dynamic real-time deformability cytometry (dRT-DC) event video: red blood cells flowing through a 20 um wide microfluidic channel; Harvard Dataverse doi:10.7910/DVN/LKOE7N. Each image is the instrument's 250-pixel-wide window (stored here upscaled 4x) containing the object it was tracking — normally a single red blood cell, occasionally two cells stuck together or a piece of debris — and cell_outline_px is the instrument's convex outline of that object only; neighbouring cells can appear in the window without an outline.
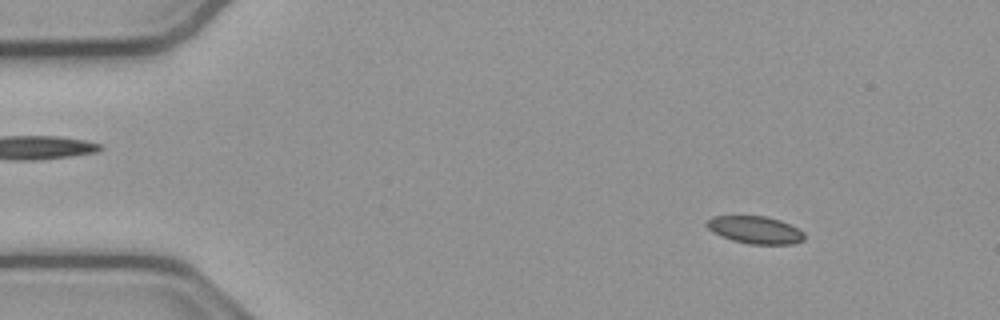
{"species": "common noctule bat (a hibernating species)", "species_latin": "Nyctalus noctula", "temperature_condition": "cold", "stored_images_in_passage": 54, "camera_frame_rate_fps": 3000, "um_per_image_px": 0.085, "animal": {"sex": "male", "body_mass_g": 23.1, "forearm_length_mm": 52.7}, "frame": {"image": 1, "passage_image": 7, "time_ms": 2.0, "image_size_px": [1000, 320], "cell_outline_px": [[804, 240], [796, 244], [748, 244], [732, 240], [712, 232], [704, 224], [712, 216], [768, 216], [780, 220], [800, 228], [804, 232]], "centroid_in_image_um": [64.22, 19.54], "position_along_channel_um": 20.8, "area_um2": 15.84}}
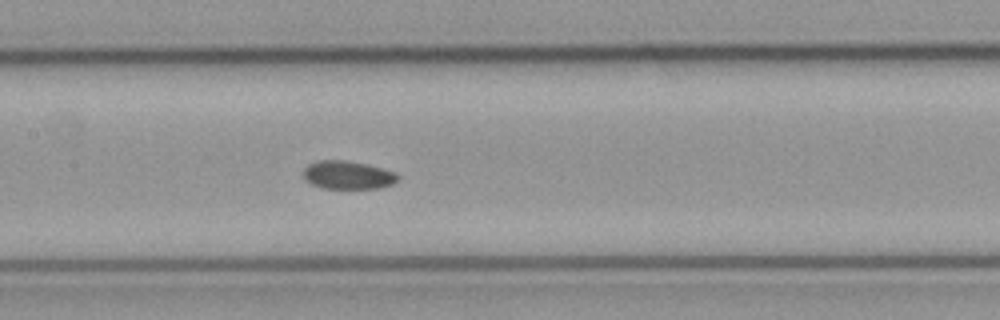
{"frame": {"image": 2, "passage_image": 26, "time_ms": 8.333, "image_size_px": [1000, 320], "cell_outline_px": [[400, 176], [392, 184], [380, 188], [320, 188], [304, 180], [304, 168], [308, 164], [316, 160], [344, 160], [364, 164], [396, 172]], "centroid_in_image_um": [29.53, 14.88], "position_along_channel_um": 177.9, "area_um2": 15.49}}
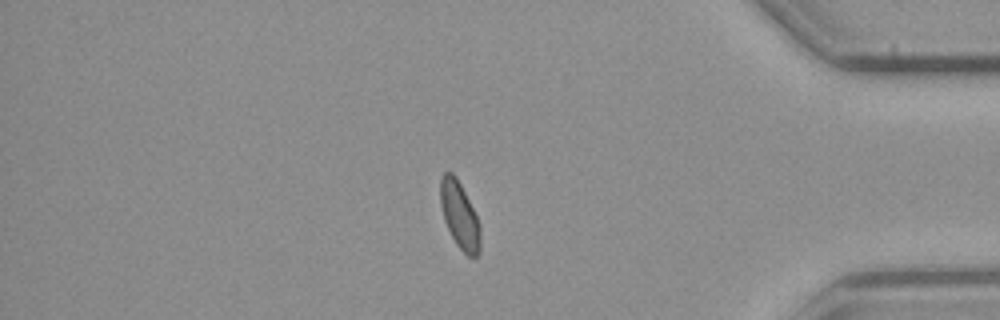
{"frame": {"image": 3, "passage_image": 46, "time_ms": 15.0, "image_size_px": [1000, 320], "cell_outline_px": [[480, 252], [476, 256], [468, 256], [456, 244], [444, 220], [440, 204], [440, 176], [444, 172], [452, 172], [456, 176], [480, 224]], "centroid_in_image_um": [39.05, 18.28], "position_along_channel_um": 396.2, "area_um2": 15.37}, "authors_computed_cell_mechanics": {"area_um2": 15.895, "velocity_mm_per_s": 3.7979, "shape_relaxation_time_tau1_ms": 4.5835, "shape_relaxation_time_tau2_ms": 3.5595, "deformation_change_tau1": 0.049, "deformation_change_tau2": 0.0628}}